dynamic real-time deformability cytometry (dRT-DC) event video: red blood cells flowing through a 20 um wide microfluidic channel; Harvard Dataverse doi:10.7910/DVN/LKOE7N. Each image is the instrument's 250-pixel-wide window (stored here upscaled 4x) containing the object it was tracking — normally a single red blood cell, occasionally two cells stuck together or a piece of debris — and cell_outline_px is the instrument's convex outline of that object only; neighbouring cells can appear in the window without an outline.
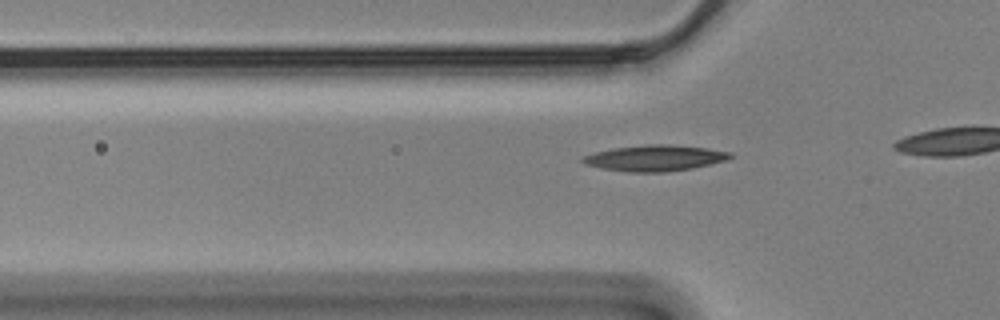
{"species": "Egyptian fruit bat (a non-hibernating species)", "species_latin": "Rousettus aegyptiacus", "temperature_condition": "cold", "stored_images_in_passage": 12, "camera_frame_rate_fps": 3000, "um_per_image_px": 0.085, "animal": {"sex": "male"}, "frame": {"image": 1, "passage_image": 6, "time_ms": 1.667, "image_size_px": [1000, 320], "cell_outline_px": [[732, 156], [724, 160], [692, 168], [668, 172], [628, 172], [600, 168], [584, 164], [580, 160], [584, 156], [596, 152], [612, 148], [648, 144], [668, 144], [708, 148], [732, 152]], "centroid_in_image_um": [55.63, 13.43], "position_along_channel_um": 70.2, "area_um2": 22.25}}
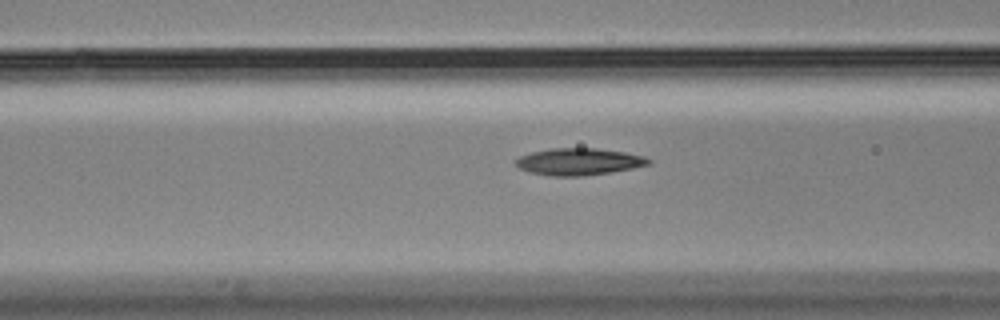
{"frame": {"image": 2, "passage_image": 10, "time_ms": 3.0, "image_size_px": [1000, 320], "cell_outline_px": [[652, 164], [632, 168], [608, 172], [580, 176], [552, 176], [528, 172], [520, 168], [512, 160], [520, 156], [532, 152], [552, 148], [596, 148], [624, 152], [644, 156], [652, 160]], "centroid_in_image_um": [49.18, 13.73], "position_along_channel_um": 117.4, "area_um2": 20.81}}